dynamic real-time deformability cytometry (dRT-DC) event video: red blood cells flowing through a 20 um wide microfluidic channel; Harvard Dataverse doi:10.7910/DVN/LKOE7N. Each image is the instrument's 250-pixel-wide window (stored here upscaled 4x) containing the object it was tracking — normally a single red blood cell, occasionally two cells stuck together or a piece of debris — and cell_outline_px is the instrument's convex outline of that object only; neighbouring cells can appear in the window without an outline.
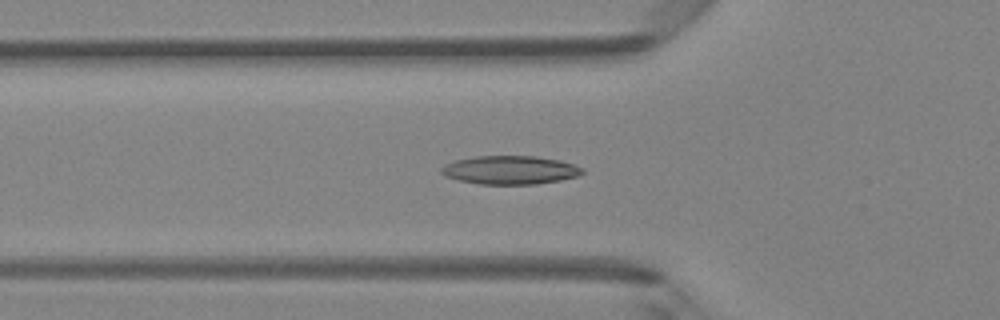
{"species": "Egyptian fruit bat (a non-hibernating species)", "species_latin": "Rousettus aegyptiacus", "temperature_condition": "room temperature", "stored_images_in_passage": 36, "camera_frame_rate_fps": 3000, "um_per_image_px": 0.085, "animal": {"sex": "female"}, "frame": {"image": 1, "passage_image": 5, "time_ms": 1.333, "image_size_px": [1000, 320], "cell_outline_px": [[584, 172], [576, 176], [560, 180], [536, 184], [480, 184], [460, 180], [444, 176], [440, 172], [440, 168], [444, 164], [456, 160], [476, 156], [536, 156], [560, 160], [584, 168]], "centroid_in_image_um": [43.34, 14.45], "position_along_channel_um": 82.5, "area_um2": 23.41}}
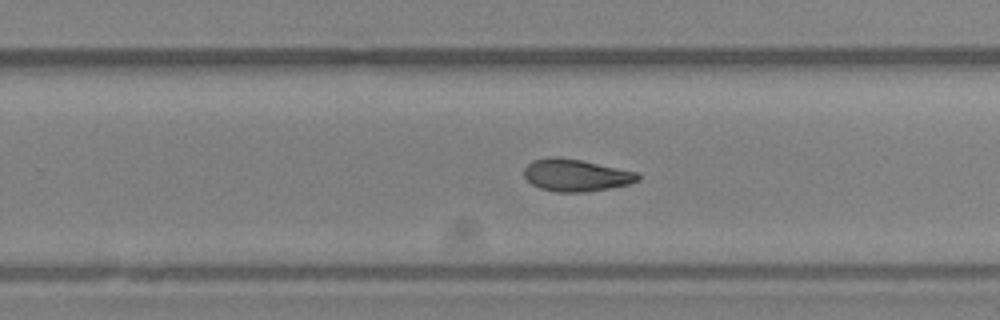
{"frame": {"image": 2, "passage_image": 19, "time_ms": 6.0, "image_size_px": [1000, 320], "cell_outline_px": [[640, 180], [628, 184], [588, 192], [556, 192], [540, 188], [532, 184], [524, 176], [524, 168], [532, 160], [548, 156], [556, 156], [580, 160], [636, 172], [640, 176]], "centroid_in_image_um": [48.92, 14.89], "position_along_channel_um": 280.9, "area_um2": 21.27}}
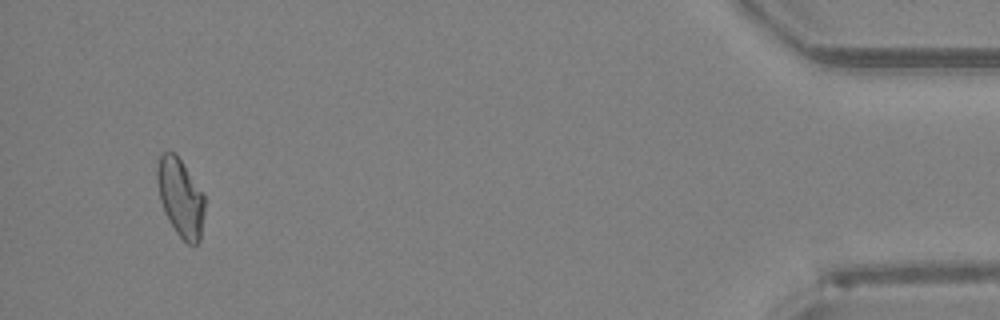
{"frame": {"image": 3, "passage_image": 34, "time_ms": 11.0, "image_size_px": [1000, 320], "cell_outline_px": [[204, 212], [200, 240], [196, 244], [188, 244], [176, 232], [164, 212], [160, 200], [156, 180], [156, 172], [160, 152], [176, 152], [204, 192]], "centroid_in_image_um": [15.34, 16.74], "position_along_channel_um": 419.9, "area_um2": 21.91}, "authors_computed_cell_mechanics": {"area_um2": 21.7906, "velocity_mm_per_s": 4.2547, "shape_relaxation_time_tau1_ms": 4.5575, "shape_relaxation_time_tau2_ms": 3.3457, "deformation_change_tau1": 0.1219, "deformation_change_tau2": 0.0994}}